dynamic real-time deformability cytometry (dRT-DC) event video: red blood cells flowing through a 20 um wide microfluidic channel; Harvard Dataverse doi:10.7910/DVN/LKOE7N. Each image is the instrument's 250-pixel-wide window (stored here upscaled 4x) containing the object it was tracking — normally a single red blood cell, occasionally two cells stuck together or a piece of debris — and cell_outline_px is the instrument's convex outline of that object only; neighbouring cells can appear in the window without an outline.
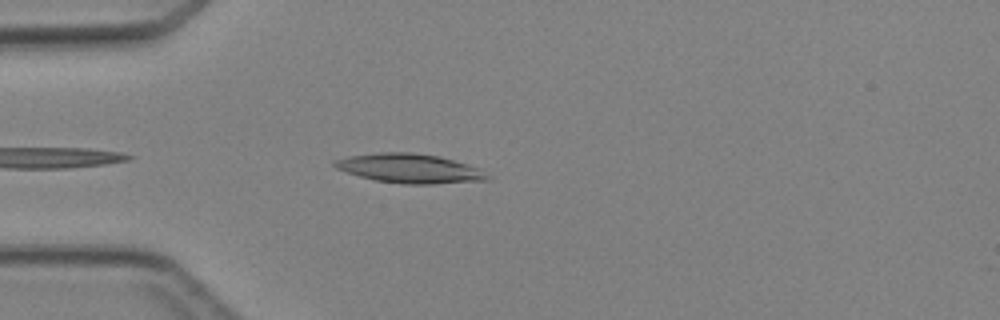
{"species": "Egyptian fruit bat (a non-hibernating species)", "species_latin": "Rousettus aegyptiacus", "temperature_condition": "cold", "stored_images_in_passage": 4, "camera_frame_rate_fps": 3000, "um_per_image_px": 0.085, "animal": {"sex": "female"}, "frame": {"image": 1, "passage_image": 4, "time_ms": 3.667, "image_size_px": [1000, 320], "cell_outline_px": [[488, 180], [432, 184], [404, 184], [376, 180], [360, 176], [336, 168], [332, 164], [332, 160], [348, 156], [380, 152], [412, 152], [440, 156], [468, 164], [480, 168], [488, 176]], "centroid_in_image_um": [34.81, 14.3], "position_along_channel_um": 50.2, "area_um2": 26.01}}